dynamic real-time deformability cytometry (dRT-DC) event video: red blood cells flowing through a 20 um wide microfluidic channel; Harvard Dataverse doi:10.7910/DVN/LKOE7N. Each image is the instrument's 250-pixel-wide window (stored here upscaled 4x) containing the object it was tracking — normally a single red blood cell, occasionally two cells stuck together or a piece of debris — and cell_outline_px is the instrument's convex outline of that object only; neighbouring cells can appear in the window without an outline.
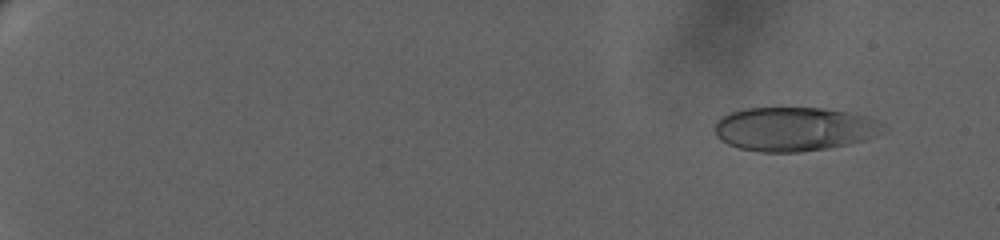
{"species": "human", "species_latin": "Homo sapiens", "temperature_condition": "warm", "stored_images_in_passage": 73, "camera_frame_rate_fps": 3000, "um_per_image_px": 0.085, "donor": {"sex": "female"}, "frame": {"image": 1, "passage_image": 8, "time_ms": 2.333, "image_size_px": [1000, 240], "cell_outline_px": [[888, 128], [876, 136], [864, 140], [848, 144], [828, 148], [800, 152], [756, 152], [740, 148], [728, 144], [720, 140], [716, 136], [712, 128], [716, 120], [728, 112], [744, 108], [824, 108], [848, 112], [864, 116], [876, 120]], "centroid_in_image_um": [67.46, 10.97], "position_along_channel_um": 17.5, "area_um2": 43.58}}
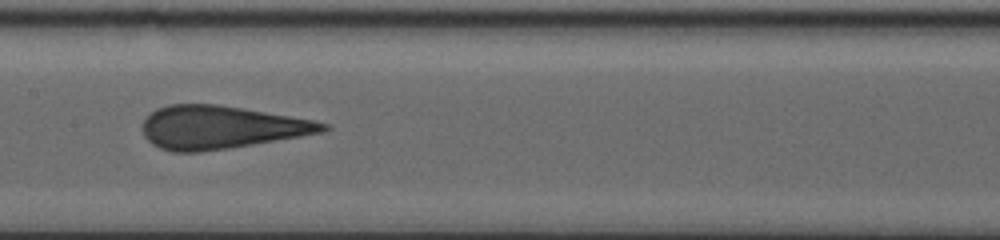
{"frame": {"image": 2, "passage_image": 44, "time_ms": 13.667, "image_size_px": [1000, 240], "cell_outline_px": [[332, 128], [324, 132], [228, 148], [200, 152], [172, 152], [160, 148], [152, 144], [144, 136], [144, 120], [156, 108], [168, 104], [216, 104], [244, 108], [312, 120], [328, 124]], "centroid_in_image_um": [18.76, 10.82], "position_along_channel_um": 188.6, "area_um2": 44.91}}
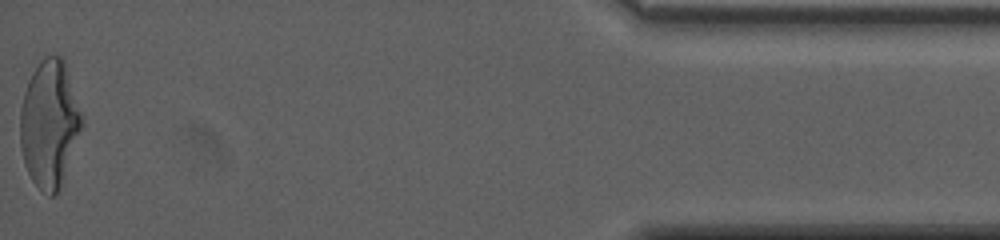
{"frame": {"image": 3, "passage_image": 73, "time_ms": 23.333, "image_size_px": [1000, 240], "cell_outline_px": [[84, 124], [60, 188], [56, 196], [48, 196], [32, 180], [24, 164], [20, 148], [20, 108], [24, 92], [28, 80], [32, 72], [40, 60], [44, 56], [60, 56], [64, 60], [84, 120]], "centroid_in_image_um": [4.2, 10.53], "position_along_channel_um": 431.0, "area_um2": 45.89}, "authors_computed_cell_mechanics": {"area_um2": 44.217, "velocity_mm_per_s": 3.1932, "shape_relaxation_time_tau1_ms": 10.6358, "shape_relaxation_time_tau2_ms": null, "deformation_change_tau1": 0.3013, "deformation_change_tau2": null}}